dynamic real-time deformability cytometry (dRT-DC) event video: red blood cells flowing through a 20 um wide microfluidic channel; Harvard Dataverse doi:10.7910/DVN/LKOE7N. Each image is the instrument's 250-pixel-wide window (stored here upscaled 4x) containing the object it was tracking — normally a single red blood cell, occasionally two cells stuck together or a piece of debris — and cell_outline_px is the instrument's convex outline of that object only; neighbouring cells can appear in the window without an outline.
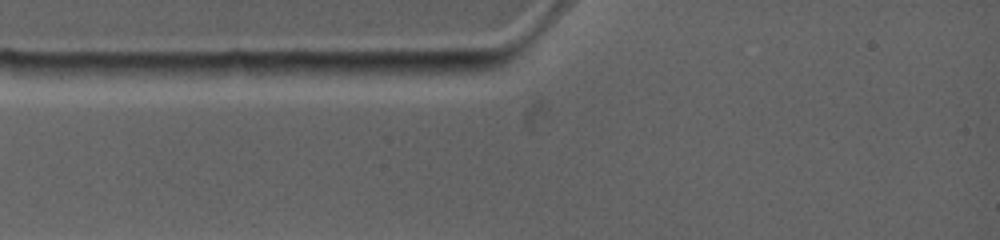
{"species": "common noctule bat (a hibernating species)", "species_latin": "Nyctalus noctula", "temperature_condition": "warm", "stored_images_in_passage": 4, "camera_frame_rate_fps": 4500, "um_per_image_px": 0.085, "animal": {"sex": "female", "body_mass_g": 19.0, "forearm_length_mm": 53.3}, "frame": {"image": 1, "passage_image": 1, "time_ms": 0.0, "image_size_px": [1000, 240], "cell_outline_px": [[468, 72], [416, 80], [408, 80], [364, 72], [364, 64], [444, 60], [468, 60]], "centroid_in_image_um": [35.55, 5.87], "position_along_channel_um": 49.5, "area_um2": 11.1}}